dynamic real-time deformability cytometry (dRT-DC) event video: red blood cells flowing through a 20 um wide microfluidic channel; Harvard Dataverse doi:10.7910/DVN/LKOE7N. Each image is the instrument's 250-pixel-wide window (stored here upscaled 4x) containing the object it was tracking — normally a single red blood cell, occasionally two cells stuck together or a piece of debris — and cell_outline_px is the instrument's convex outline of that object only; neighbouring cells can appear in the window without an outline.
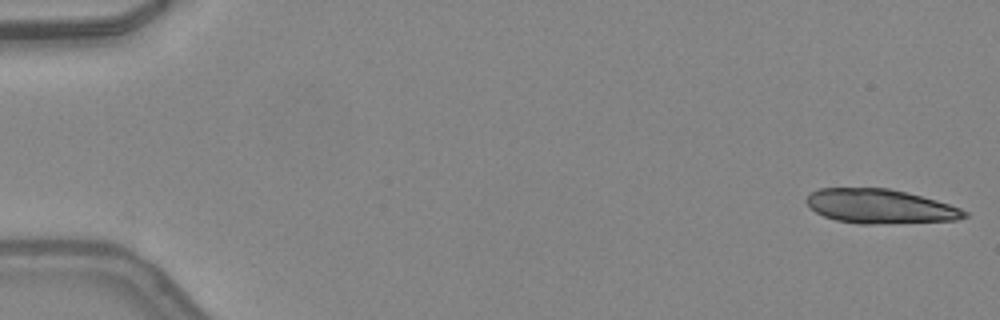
{"species": "common noctule bat (a hibernating species)", "species_latin": "Nyctalus noctula", "temperature_condition": "warm", "stored_images_in_passage": 12, "camera_frame_rate_fps": 3000, "um_per_image_px": 0.085, "animal": {"sex": "female", "body_mass_g": 24.6, "forearm_length_mm": 56.2}, "frame": {"image": 1, "passage_image": 1, "time_ms": 0.0, "image_size_px": [1000, 320], "cell_outline_px": [[968, 216], [956, 220], [872, 224], [860, 224], [836, 220], [824, 216], [816, 212], [804, 200], [812, 192], [820, 188], [888, 188], [936, 200], [960, 208], [968, 212]], "centroid_in_image_um": [74.79, 17.54], "position_along_channel_um": 10.2, "area_um2": 31.21}}